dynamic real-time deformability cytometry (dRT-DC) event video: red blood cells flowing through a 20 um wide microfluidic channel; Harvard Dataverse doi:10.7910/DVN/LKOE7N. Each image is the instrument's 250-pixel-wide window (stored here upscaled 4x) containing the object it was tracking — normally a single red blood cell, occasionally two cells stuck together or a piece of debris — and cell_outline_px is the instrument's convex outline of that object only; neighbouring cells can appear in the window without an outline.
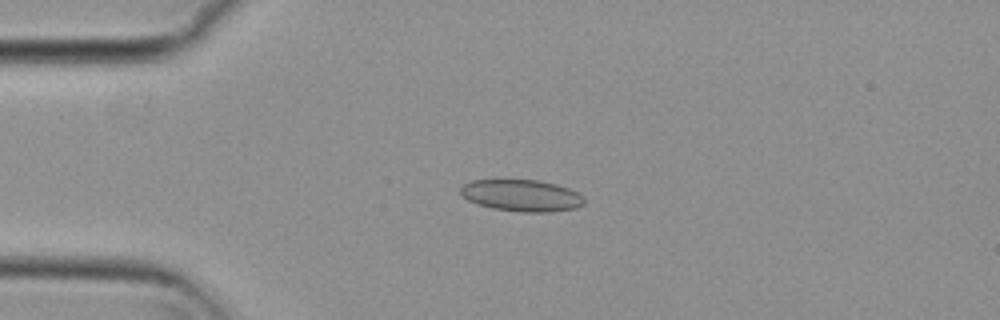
{"species": "common noctule bat (a hibernating species)", "species_latin": "Nyctalus noctula", "temperature_condition": "cold", "stored_images_in_passage": 55, "camera_frame_rate_fps": 3000, "um_per_image_px": 0.085, "animal": {"sex": "female", "body_mass_g": 29.2, "forearm_length_mm": 56.3}, "frame": {"image": 1, "passage_image": 13, "time_ms": 4.0, "image_size_px": [1000, 320], "cell_outline_px": [[584, 204], [576, 208], [548, 212], [520, 212], [492, 208], [468, 200], [460, 192], [460, 188], [464, 184], [472, 180], [540, 180], [556, 184], [568, 188], [584, 196]], "centroid_in_image_um": [44.36, 16.61], "position_along_channel_um": 40.6, "area_um2": 22.77}}
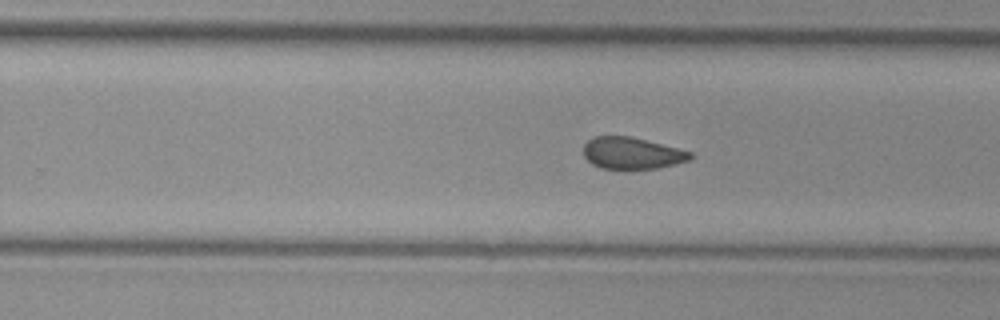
{"frame": {"image": 2, "passage_image": 34, "time_ms": 11.0, "image_size_px": [1000, 320], "cell_outline_px": [[692, 160], [676, 164], [656, 168], [628, 172], [600, 168], [592, 164], [584, 156], [584, 144], [592, 136], [632, 136], [692, 152]], "centroid_in_image_um": [53.7, 13.06], "position_along_channel_um": 276.1, "area_um2": 20.52}}
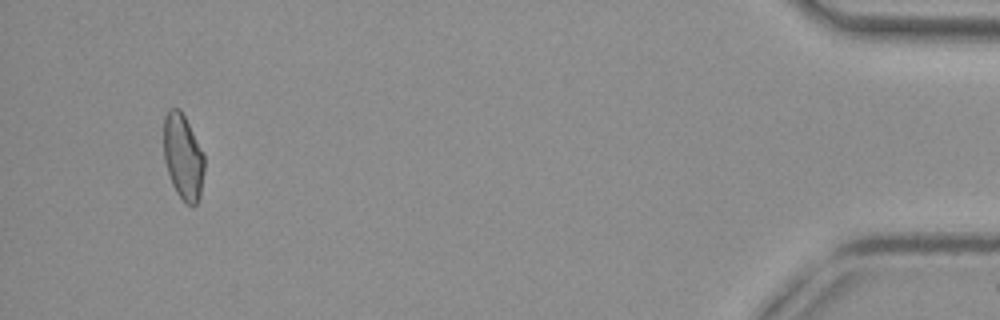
{"frame": {"image": 3, "passage_image": 52, "time_ms": 17.0, "image_size_px": [1000, 320], "cell_outline_px": [[204, 168], [200, 196], [196, 204], [188, 204], [176, 192], [172, 184], [164, 160], [164, 116], [168, 108], [180, 108], [204, 152]], "centroid_in_image_um": [15.56, 13.28], "position_along_channel_um": 419.6, "area_um2": 20.23}, "authors_computed_cell_mechanics": {"area_um2": 21.0392, "velocity_mm_per_s": 3.7415, "shape_relaxation_time_tau1_ms": null, "shape_relaxation_time_tau2_ms": 2.2056, "deformation_change_tau1": null, "deformation_change_tau2": 0.0769}}